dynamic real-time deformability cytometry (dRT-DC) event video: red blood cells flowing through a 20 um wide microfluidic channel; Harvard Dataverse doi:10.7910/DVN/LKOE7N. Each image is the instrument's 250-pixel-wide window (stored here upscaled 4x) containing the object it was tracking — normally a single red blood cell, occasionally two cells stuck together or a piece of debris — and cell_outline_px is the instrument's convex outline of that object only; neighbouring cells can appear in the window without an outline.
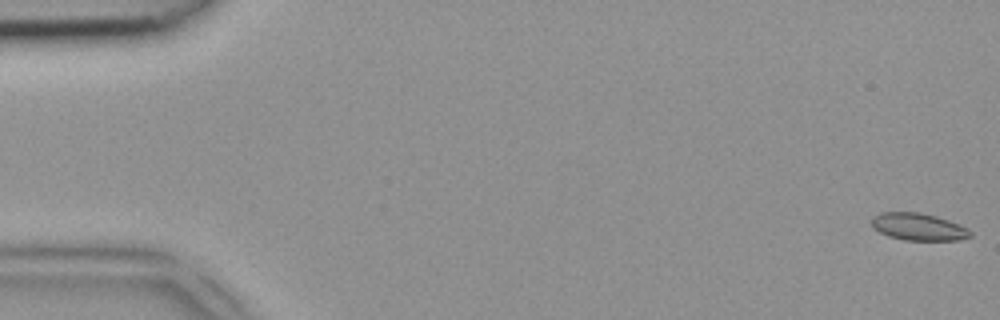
{"species": "common noctule bat (a hibernating species)", "species_latin": "Nyctalus noctula", "temperature_condition": "room temperature", "stored_images_in_passage": 12, "camera_frame_rate_fps": 3000, "um_per_image_px": 0.085, "animal": {"sex": "female", "body_mass_g": 18.4}, "frame": {"image": 1, "passage_image": 1, "time_ms": 0.0, "image_size_px": [1000, 320], "cell_outline_px": [[972, 236], [960, 240], [904, 240], [888, 236], [872, 228], [872, 216], [880, 212], [920, 212], [936, 216], [960, 224], [968, 228], [972, 232]], "centroid_in_image_um": [78.07, 19.27], "position_along_channel_um": 6.9, "area_um2": 15.84}}